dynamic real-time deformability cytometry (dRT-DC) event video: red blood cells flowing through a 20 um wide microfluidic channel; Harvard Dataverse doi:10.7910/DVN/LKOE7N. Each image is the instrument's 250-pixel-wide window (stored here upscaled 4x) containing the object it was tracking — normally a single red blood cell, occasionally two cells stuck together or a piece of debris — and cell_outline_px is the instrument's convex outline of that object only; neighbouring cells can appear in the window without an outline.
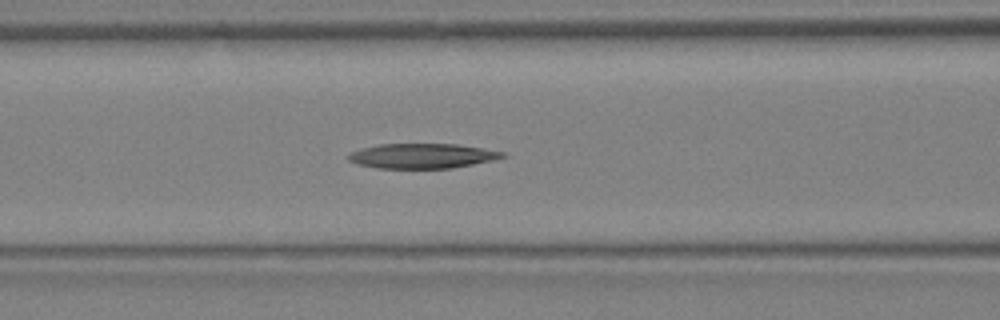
{"species": "Egyptian fruit bat (a non-hibernating species)", "species_latin": "Rousettus aegyptiacus", "temperature_condition": "warm", "stored_images_in_passage": 16, "camera_frame_rate_fps": 3000, "um_per_image_px": 0.085, "animal": {"sex": "female"}, "frame": {"image": 1, "passage_image": 12, "time_ms": 3.667, "image_size_px": [1000, 320], "cell_outline_px": [[508, 156], [492, 160], [452, 168], [376, 168], [356, 164], [348, 160], [348, 156], [352, 152], [360, 148], [380, 144], [456, 144], [484, 148], [504, 152]], "centroid_in_image_um": [35.88, 13.25], "position_along_channel_um": 130.7, "area_um2": 22.31}}
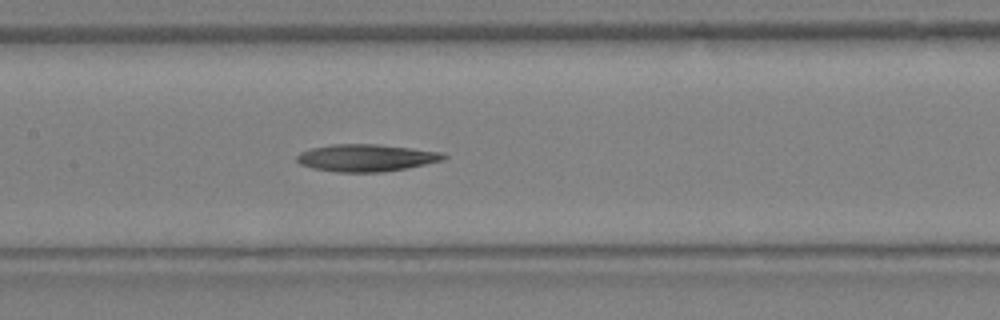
{"frame": {"image": 2, "passage_image": 14, "time_ms": 4.333, "image_size_px": [1000, 320], "cell_outline_px": [[448, 156], [444, 160], [408, 168], [384, 172], [336, 172], [312, 168], [300, 164], [296, 160], [296, 156], [300, 152], [312, 148], [332, 144], [376, 144], [444, 152]], "centroid_in_image_um": [31.14, 13.42], "position_along_channel_um": 176.3, "area_um2": 23.41}}
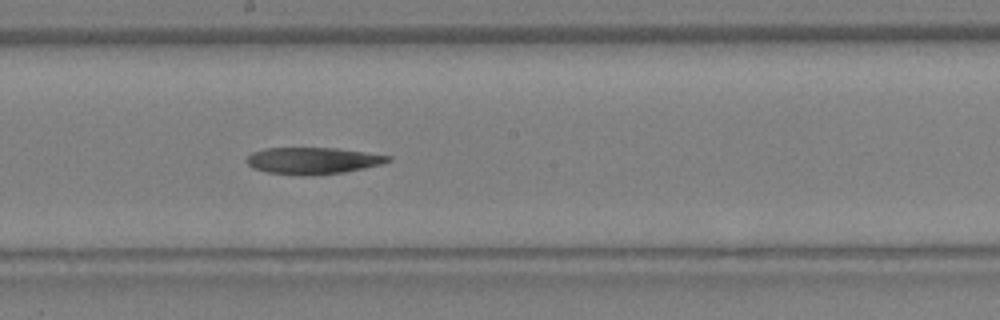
{"frame": {"image": 3, "passage_image": 16, "time_ms": 5.0, "image_size_px": [1000, 320], "cell_outline_px": [[392, 160], [380, 164], [364, 168], [344, 172], [308, 176], [300, 176], [268, 172], [252, 168], [244, 160], [252, 152], [264, 148], [336, 148], [392, 156]], "centroid_in_image_um": [26.55, 13.66], "position_along_channel_um": 221.6, "area_um2": 22.08}}